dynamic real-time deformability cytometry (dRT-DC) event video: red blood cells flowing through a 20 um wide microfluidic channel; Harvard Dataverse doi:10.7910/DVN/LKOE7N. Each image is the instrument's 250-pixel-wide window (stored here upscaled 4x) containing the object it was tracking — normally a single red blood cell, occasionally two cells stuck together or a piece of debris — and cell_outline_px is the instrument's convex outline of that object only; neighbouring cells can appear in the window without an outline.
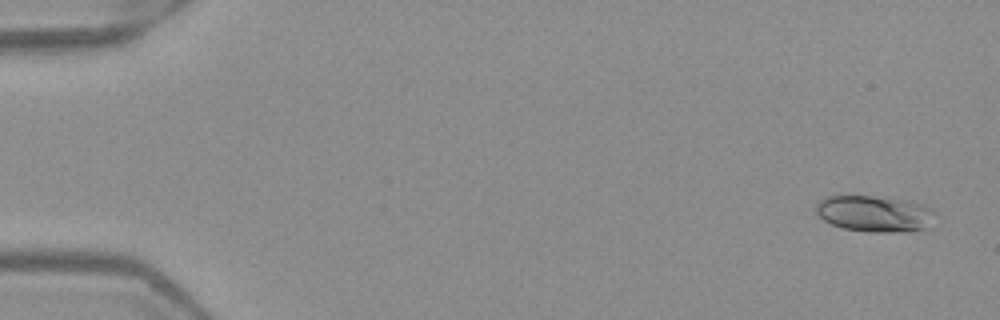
{"species": "Egyptian fruit bat (a non-hibernating species)", "species_latin": "Rousettus aegyptiacus", "temperature_condition": "warm", "stored_images_in_passage": 50, "camera_frame_rate_fps": 3000, "um_per_image_px": 0.085, "frame": {"image": 1, "passage_image": 1, "time_ms": 0.0, "image_size_px": [1000, 320], "cell_outline_px": [[936, 212], [924, 228], [908, 232], [868, 232], [844, 228], [832, 224], [824, 220], [816, 212], [816, 204], [824, 196], [872, 196], [912, 200], [924, 204], [932, 208]], "centroid_in_image_um": [74.34, 18.15], "position_along_channel_um": 10.7, "area_um2": 25.26}}
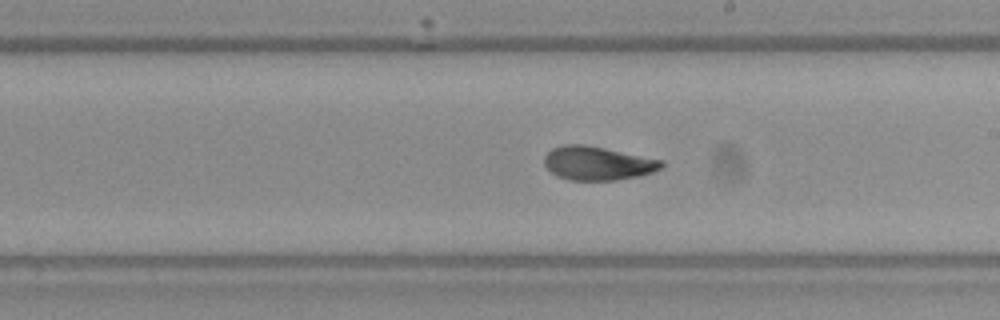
{"frame": {"image": 2, "passage_image": 29, "time_ms": 9.333, "image_size_px": [1000, 320], "cell_outline_px": [[664, 164], [660, 168], [652, 172], [640, 176], [616, 180], [568, 180], [556, 176], [544, 164], [544, 156], [552, 148], [564, 144], [584, 144], [664, 160]], "centroid_in_image_um": [50.79, 13.88], "position_along_channel_um": 238.2, "area_um2": 23.06}}
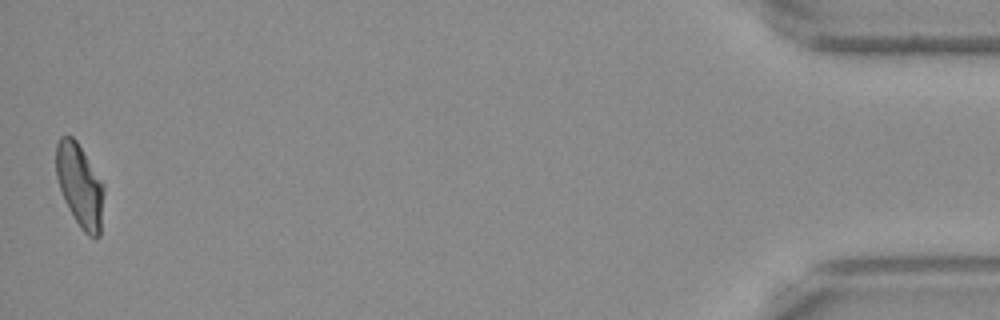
{"frame": {"image": 3, "passage_image": 50, "time_ms": 16.333, "image_size_px": [1000, 320], "cell_outline_px": [[104, 192], [100, 236], [96, 240], [88, 236], [80, 228], [68, 208], [64, 200], [56, 176], [56, 144], [60, 136], [72, 136], [76, 140], [104, 184]], "centroid_in_image_um": [6.79, 15.8], "position_along_channel_um": 428.4, "area_um2": 23.29}, "authors_computed_cell_mechanics": {"area_um2": 23.3801, "velocity_mm_per_s": 3.9785, "shape_relaxation_time_tau1_ms": 5.4128, "shape_relaxation_time_tau2_ms": 2.0965, "deformation_change_tau1": 0.1891, "deformation_change_tau2": 0.0825}}